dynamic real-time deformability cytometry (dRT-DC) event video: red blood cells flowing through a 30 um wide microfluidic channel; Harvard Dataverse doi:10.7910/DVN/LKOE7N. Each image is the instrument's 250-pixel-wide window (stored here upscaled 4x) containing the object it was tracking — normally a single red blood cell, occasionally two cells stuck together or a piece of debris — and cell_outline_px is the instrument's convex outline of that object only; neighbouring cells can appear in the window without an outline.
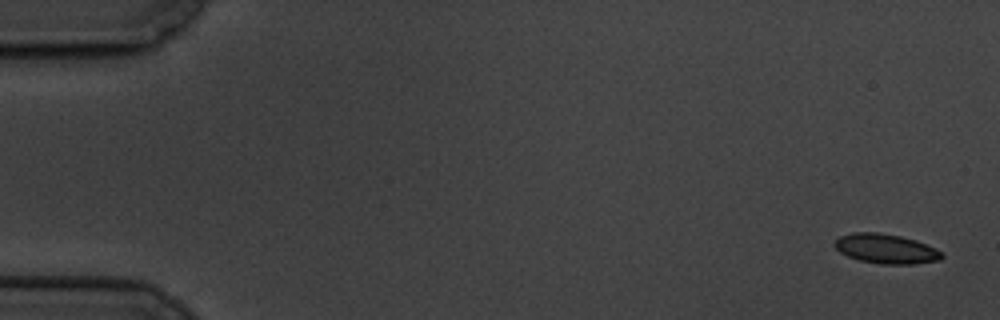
{"species": "common noctule bat (a hibernating species)", "species_latin": "Nyctalus noctula", "temperature_condition": "cold", "stored_images_in_passage": 5, "camera_frame_rate_fps": 3000, "um_per_image_px": 0.085, "animal": {"sex": "male", "body_mass_g": 19.5, "forearm_length_mm": 54.6}, "frame": {"image": 1, "passage_image": 1, "time_ms": 0.0, "image_size_px": [1000, 320], "cell_outline_px": [[944, 256], [940, 260], [916, 264], [880, 264], [860, 260], [848, 256], [840, 252], [832, 244], [840, 236], [852, 232], [876, 232], [900, 236], [916, 240], [936, 248]], "centroid_in_image_um": [75.3, 21.14], "position_along_channel_um": 9.7, "area_um2": 18.5}}
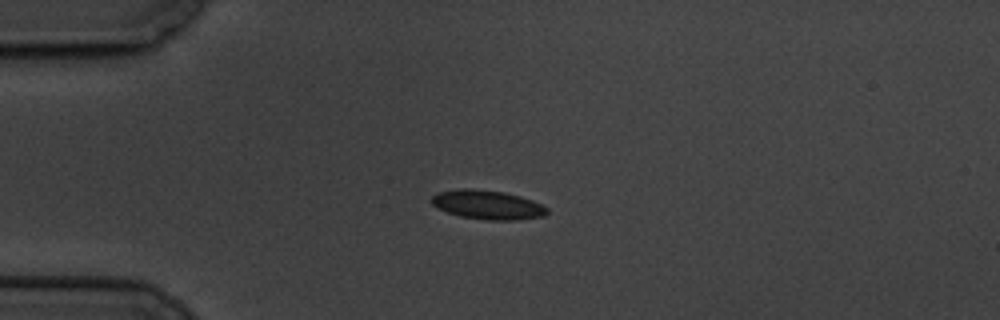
{"frame": {"image": 2, "passage_image": 4, "time_ms": 4.333, "image_size_px": [1000, 320], "cell_outline_px": [[548, 212], [544, 216], [516, 220], [488, 220], [460, 216], [448, 212], [432, 204], [432, 196], [436, 192], [460, 188], [468, 188], [504, 192], [520, 196], [532, 200], [548, 208]], "centroid_in_image_um": [41.45, 17.4], "position_along_channel_um": 43.6, "area_um2": 19.48}}